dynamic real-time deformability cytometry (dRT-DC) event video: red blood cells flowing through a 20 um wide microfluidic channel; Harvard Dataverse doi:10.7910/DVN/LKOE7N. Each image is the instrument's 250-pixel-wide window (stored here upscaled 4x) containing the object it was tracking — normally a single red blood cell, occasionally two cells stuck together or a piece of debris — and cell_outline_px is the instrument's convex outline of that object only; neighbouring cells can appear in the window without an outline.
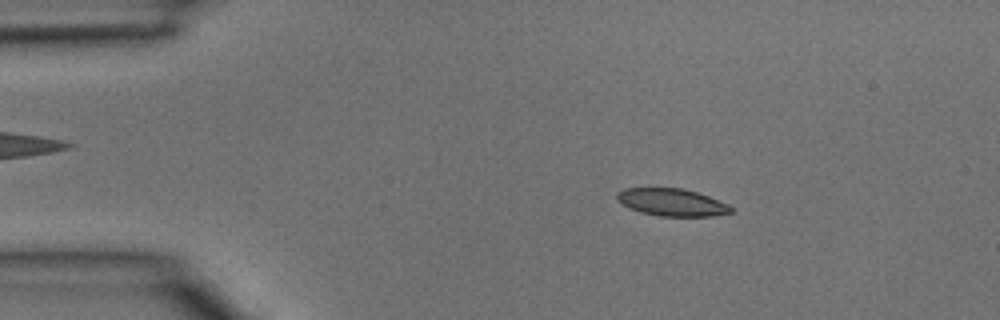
{"species": "common noctule bat (a hibernating species)", "species_latin": "Nyctalus noctula", "temperature_condition": "room temperature", "stored_images_in_passage": 12, "camera_frame_rate_fps": 3000, "um_per_image_px": 0.085, "animal": {"sex": "male", "body_mass_g": 15.6}, "frame": {"image": 1, "passage_image": 6, "time_ms": 1.667, "image_size_px": [1000, 320], "cell_outline_px": [[732, 212], [712, 216], [660, 216], [640, 212], [628, 208], [620, 204], [616, 200], [616, 192], [624, 188], [684, 188], [708, 196], [728, 204], [732, 208]], "centroid_in_image_um": [57.04, 17.19], "position_along_channel_um": 28.0, "area_um2": 18.32}}